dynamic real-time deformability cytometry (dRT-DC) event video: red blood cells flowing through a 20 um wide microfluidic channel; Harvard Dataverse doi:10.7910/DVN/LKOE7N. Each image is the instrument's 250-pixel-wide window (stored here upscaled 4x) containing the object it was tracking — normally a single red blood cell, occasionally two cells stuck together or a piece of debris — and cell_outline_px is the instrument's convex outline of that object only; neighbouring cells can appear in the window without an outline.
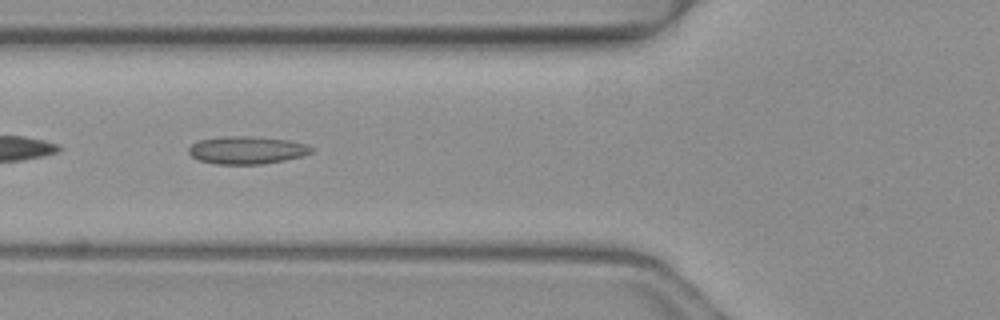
{"species": "common noctule bat (a hibernating species)", "species_latin": "Nyctalus noctula", "temperature_condition": "warm", "stored_images_in_passage": 5, "camera_frame_rate_fps": 3000, "um_per_image_px": 0.085, "animal": {"sex": "female", "body_mass_g": 19.3, "forearm_length_mm": 54.1}, "frame": {"image": 1, "passage_image": 4, "time_ms": 1.0, "image_size_px": [1000, 320], "cell_outline_px": [[312, 152], [304, 156], [284, 160], [260, 164], [216, 164], [200, 160], [192, 156], [188, 152], [188, 148], [192, 144], [200, 140], [228, 136], [248, 136], [288, 140], [304, 144], [312, 148]], "centroid_in_image_um": [20.98, 12.76], "position_along_channel_um": 104.8, "area_um2": 19.54}}
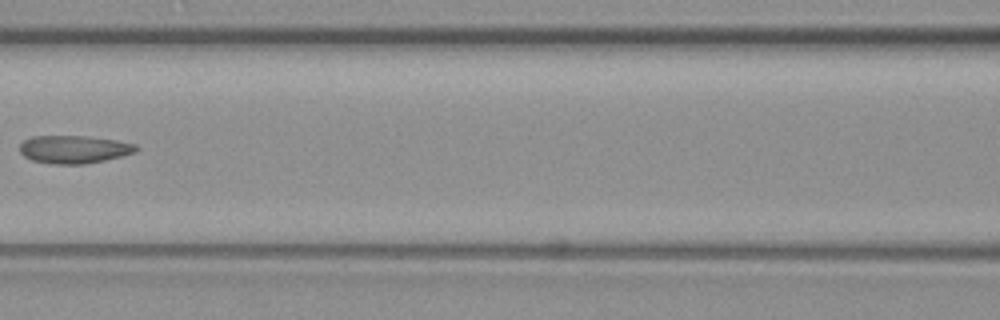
{"frame": {"image": 2, "passage_image": 5, "time_ms": 1.333, "image_size_px": [1000, 320], "cell_outline_px": [[140, 148], [136, 152], [104, 160], [84, 164], [52, 164], [32, 160], [24, 156], [20, 152], [20, 144], [24, 140], [32, 136], [84, 136], [116, 140], [136, 144]], "centroid_in_image_um": [6.29, 12.69], "position_along_channel_um": 160.3, "area_um2": 18.9}}